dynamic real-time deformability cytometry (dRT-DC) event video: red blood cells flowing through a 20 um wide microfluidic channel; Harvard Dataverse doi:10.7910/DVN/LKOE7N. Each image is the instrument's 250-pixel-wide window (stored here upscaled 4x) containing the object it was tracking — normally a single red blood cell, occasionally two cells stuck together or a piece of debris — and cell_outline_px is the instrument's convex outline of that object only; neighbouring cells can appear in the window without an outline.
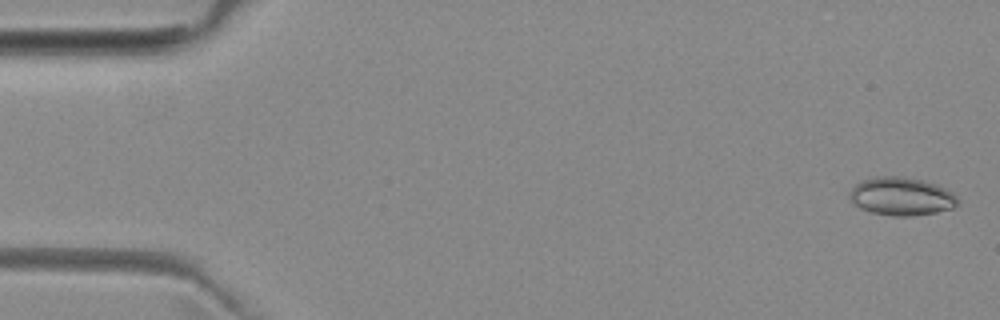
{"species": "common noctule bat (a hibernating species)", "species_latin": "Nyctalus noctula", "temperature_condition": "room temperature", "stored_images_in_passage": 3, "camera_frame_rate_fps": 3000, "um_per_image_px": 0.085, "animal": {"sex": "female", "body_mass_g": 29.2, "forearm_length_mm": 56.3}, "frame": {"image": 1, "passage_image": 1, "time_ms": 0.0, "image_size_px": [1000, 320], "cell_outline_px": [[960, 200], [952, 208], [936, 212], [912, 216], [892, 216], [872, 212], [860, 208], [848, 196], [848, 192], [860, 180], [876, 176], [896, 176], [924, 180], [936, 184], [952, 192]], "centroid_in_image_um": [76.61, 16.68], "position_along_channel_um": 8.4, "area_um2": 24.04}}